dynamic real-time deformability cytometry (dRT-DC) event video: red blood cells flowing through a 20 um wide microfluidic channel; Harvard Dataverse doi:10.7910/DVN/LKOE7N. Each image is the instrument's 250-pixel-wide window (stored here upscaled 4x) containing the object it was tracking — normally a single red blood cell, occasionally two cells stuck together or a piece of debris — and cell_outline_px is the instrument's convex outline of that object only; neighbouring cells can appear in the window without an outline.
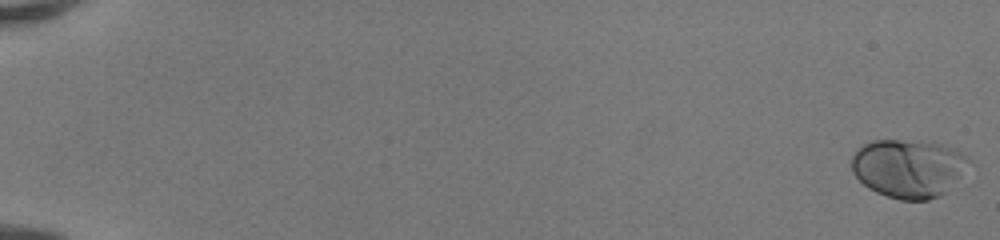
{"species": "human", "species_latin": "Homo sapiens", "temperature_condition": "room temperature", "stored_images_in_passage": 52, "camera_frame_rate_fps": 3000, "um_per_image_px": 0.085, "donor": {"sex": "female"}, "frame": {"image": 1, "passage_image": 1, "time_ms": 0.0, "image_size_px": [1000, 240], "cell_outline_px": [[968, 164], [960, 176], [940, 196], [928, 200], [900, 200], [876, 192], [868, 188], [852, 172], [852, 156], [856, 148], [872, 140], [900, 140], [936, 144], [952, 148], [968, 156]], "centroid_in_image_um": [77.16, 14.31], "position_along_channel_um": 7.8, "area_um2": 39.36}}
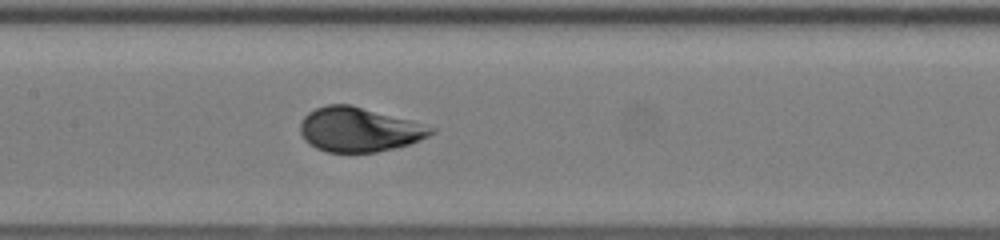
{"frame": {"image": 2, "passage_image": 28, "time_ms": 9.0, "image_size_px": [1000, 240], "cell_outline_px": [[436, 132], [420, 140], [396, 148], [376, 152], [328, 152], [316, 148], [304, 140], [300, 132], [300, 124], [304, 116], [308, 112], [316, 108], [328, 104], [352, 104], [436, 128]], "centroid_in_image_um": [30.5, 11.01], "position_along_channel_um": 176.9, "area_um2": 33.76}}
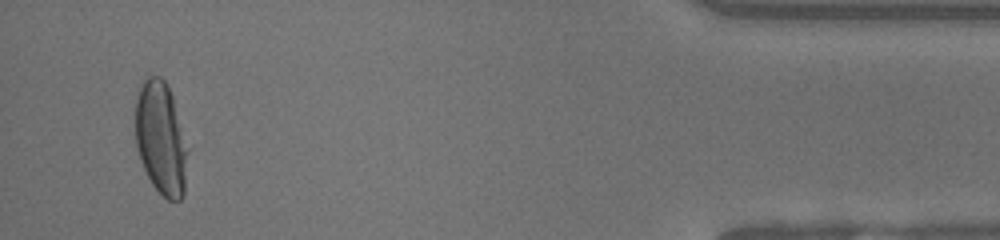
{"frame": {"image": 3, "passage_image": 50, "time_ms": 16.333, "image_size_px": [1000, 240], "cell_outline_px": [[188, 148], [184, 192], [180, 200], [168, 200], [152, 184], [140, 160], [136, 144], [136, 96], [144, 80], [148, 76], [160, 76], [168, 84], [172, 96]], "centroid_in_image_um": [13.68, 11.75], "position_along_channel_um": 421.5, "area_um2": 34.16}, "authors_computed_cell_mechanics": {"area_um2": 34.8823, "velocity_mm_per_s": 4.1517, "shape_relaxation_time_tau1_ms": 2.9411, "shape_relaxation_time_tau2_ms": null, "deformation_change_tau1": 0.1732, "deformation_change_tau2": null}}